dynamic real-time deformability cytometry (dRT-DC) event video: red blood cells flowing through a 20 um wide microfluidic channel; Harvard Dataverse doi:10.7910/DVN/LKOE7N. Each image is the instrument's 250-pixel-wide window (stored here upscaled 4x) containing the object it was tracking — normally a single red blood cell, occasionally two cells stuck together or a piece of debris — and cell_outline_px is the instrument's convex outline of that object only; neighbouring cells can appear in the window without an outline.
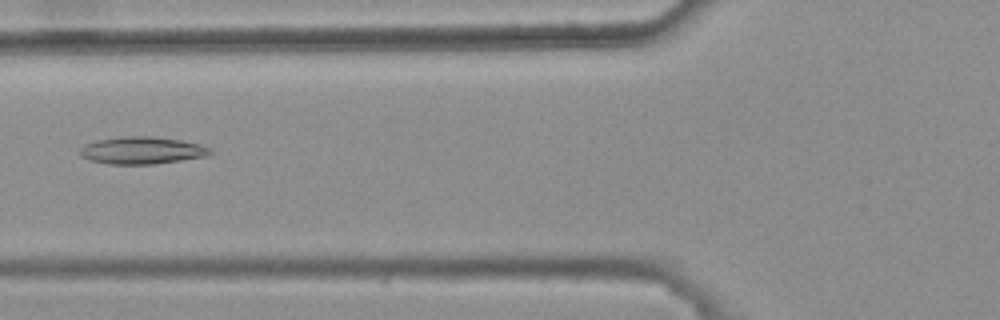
{"species": "common noctule bat (a hibernating species)", "species_latin": "Nyctalus noctula", "temperature_condition": "warm", "stored_images_in_passage": 6, "camera_frame_rate_fps": 3000, "um_per_image_px": 0.085, "animal": {"sex": "female", "body_mass_g": 25.1}, "frame": {"image": 1, "passage_image": 5, "time_ms": 1.333, "image_size_px": [1000, 320], "cell_outline_px": [[212, 152], [208, 156], [152, 164], [108, 164], [88, 160], [80, 156], [76, 152], [84, 144], [96, 140], [120, 136], [152, 136], [180, 140], [200, 144], [212, 148]], "centroid_in_image_um": [12.01, 12.78], "position_along_channel_um": 113.8, "area_um2": 20.98}}
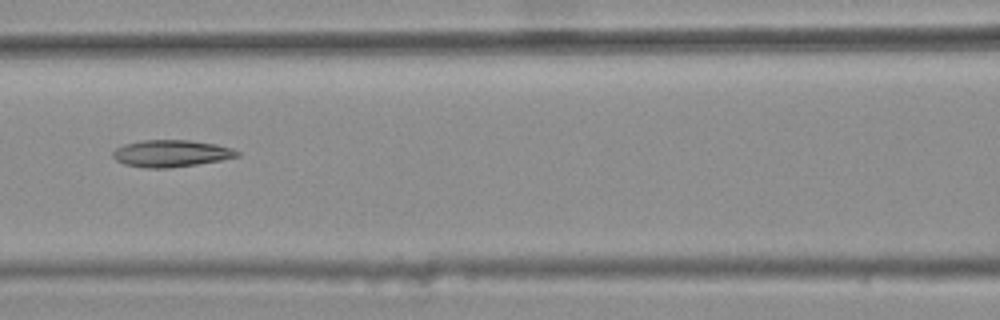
{"frame": {"image": 2, "passage_image": 6, "time_ms": 1.667, "image_size_px": [1000, 320], "cell_outline_px": [[240, 156], [220, 160], [196, 164], [168, 168], [148, 168], [124, 164], [116, 160], [112, 156], [112, 152], [116, 148], [124, 144], [144, 140], [188, 140], [216, 144], [232, 148], [240, 152]], "centroid_in_image_um": [14.54, 13.04], "position_along_channel_um": 152.1, "area_um2": 19.42}}